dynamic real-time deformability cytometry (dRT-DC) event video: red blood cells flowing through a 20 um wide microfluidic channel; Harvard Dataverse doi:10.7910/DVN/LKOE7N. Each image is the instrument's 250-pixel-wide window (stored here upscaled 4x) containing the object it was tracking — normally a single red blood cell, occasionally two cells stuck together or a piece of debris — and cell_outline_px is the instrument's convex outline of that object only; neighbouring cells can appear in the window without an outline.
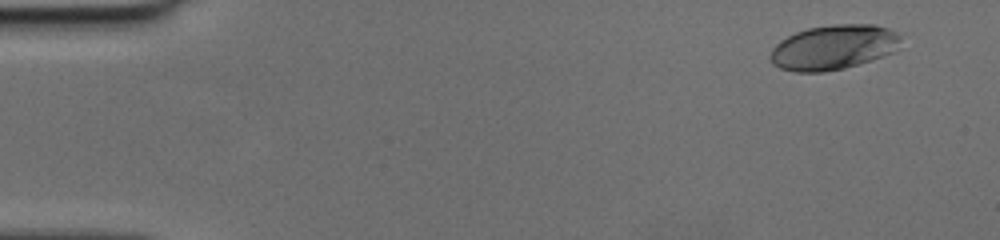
{"species": "human", "species_latin": "Homo sapiens", "temperature_condition": "cold", "stored_images_in_passage": 49, "camera_frame_rate_fps": 3000, "um_per_image_px": 0.085, "donor": {"sex": "female"}, "frame": {"image": 1, "passage_image": 1, "time_ms": 0.0, "image_size_px": [1000, 240], "cell_outline_px": [[900, 36], [892, 52], [844, 68], [824, 72], [796, 72], [780, 68], [772, 64], [772, 48], [780, 40], [796, 32], [808, 28], [836, 24], [872, 24], [888, 28], [896, 32]], "centroid_in_image_um": [70.79, 4.01], "position_along_channel_um": 14.2, "area_um2": 33.41}}
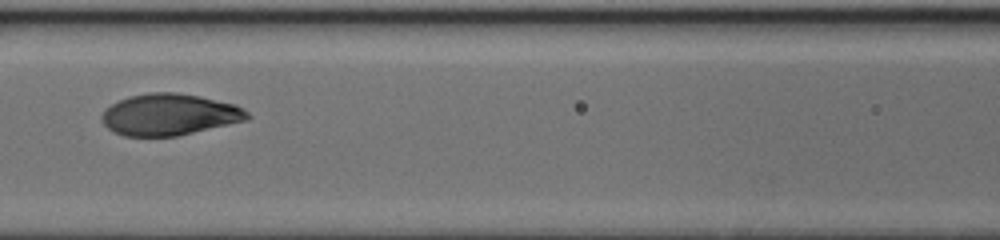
{"frame": {"image": 2, "passage_image": 21, "time_ms": 6.667, "image_size_px": [1000, 240], "cell_outline_px": [[252, 116], [248, 120], [176, 136], [124, 136], [112, 132], [100, 120], [100, 116], [112, 104], [128, 96], [148, 92], [176, 92], [200, 96], [236, 104], [244, 108]], "centroid_in_image_um": [14.42, 9.73], "position_along_channel_um": 152.2, "area_um2": 35.43}}
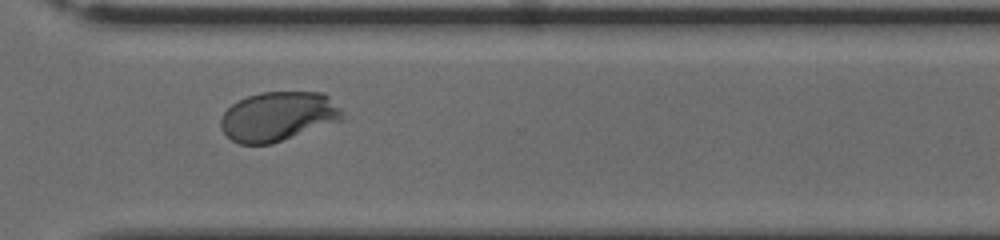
{"frame": {"image": 3, "passage_image": 35, "time_ms": 11.333, "image_size_px": [1000, 240], "cell_outline_px": [[348, 120], [272, 144], [240, 144], [232, 140], [220, 128], [220, 120], [224, 112], [232, 104], [248, 96], [260, 92], [324, 92], [344, 112]], "centroid_in_image_um": [23.72, 9.91], "position_along_channel_um": 346.9, "area_um2": 35.66}}